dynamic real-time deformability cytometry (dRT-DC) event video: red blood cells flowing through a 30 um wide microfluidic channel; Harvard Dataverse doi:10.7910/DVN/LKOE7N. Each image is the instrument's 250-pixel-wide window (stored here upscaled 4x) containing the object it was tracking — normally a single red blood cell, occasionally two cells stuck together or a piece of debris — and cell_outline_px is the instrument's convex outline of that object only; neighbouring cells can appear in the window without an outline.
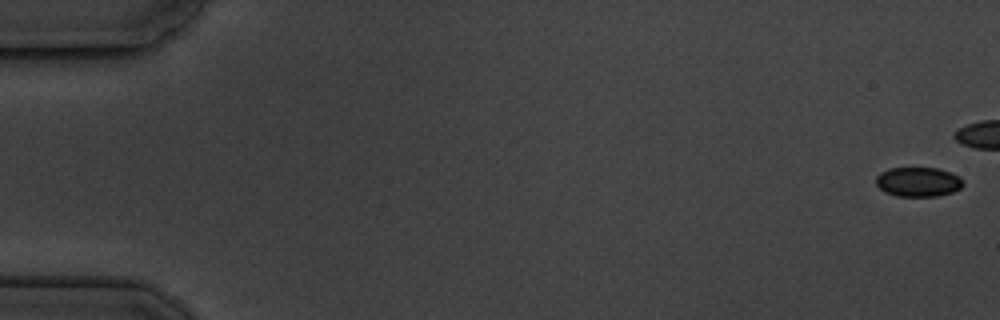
{"species": "common noctule bat (a hibernating species)", "species_latin": "Nyctalus noctula", "temperature_condition": "cold", "stored_images_in_passage": 13, "camera_frame_rate_fps": 3000, "um_per_image_px": 0.085, "animal": {"sex": "male", "body_mass_g": 19.5, "forearm_length_mm": 54.6}, "frame": {"image": 1, "passage_image": 1, "time_ms": 0.0, "image_size_px": [1000, 320], "cell_outline_px": [[964, 184], [960, 188], [952, 192], [936, 196], [896, 196], [884, 192], [876, 184], [876, 176], [880, 172], [888, 168], [936, 168], [952, 172], [960, 176], [964, 180]], "centroid_in_image_um": [78.05, 15.45], "position_along_channel_um": 6.9, "area_um2": 15.14}}